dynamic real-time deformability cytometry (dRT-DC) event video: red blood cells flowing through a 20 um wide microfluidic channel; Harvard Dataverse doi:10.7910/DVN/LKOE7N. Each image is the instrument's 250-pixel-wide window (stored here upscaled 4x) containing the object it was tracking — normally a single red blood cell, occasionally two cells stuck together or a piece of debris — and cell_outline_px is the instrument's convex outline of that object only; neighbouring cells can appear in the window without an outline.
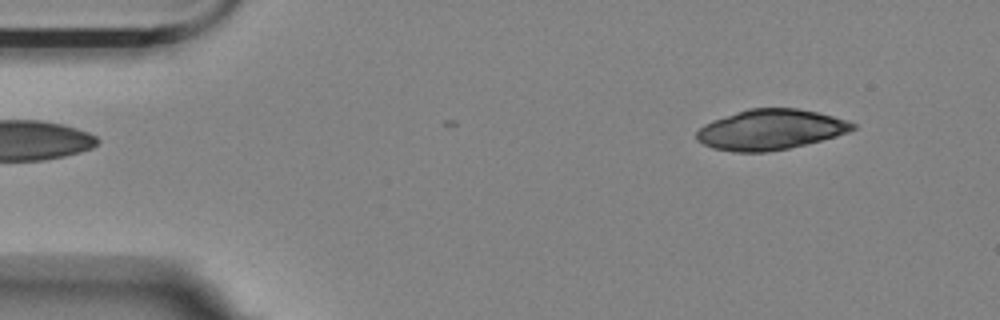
{"species": "Egyptian fruit bat (a non-hibernating species)", "species_latin": "Rousettus aegyptiacus", "temperature_condition": "room temperature", "stored_images_in_passage": 3, "camera_frame_rate_fps": 3000, "um_per_image_px": 0.085, "animal": {"sex": "female"}, "frame": {"image": 1, "passage_image": 1, "time_ms": 0.0, "image_size_px": [1000, 320], "cell_outline_px": [[856, 128], [848, 132], [836, 136], [788, 148], [768, 152], [736, 152], [712, 148], [696, 140], [696, 132], [704, 124], [712, 120], [748, 108], [796, 108], [816, 112], [848, 120], [856, 124]], "centroid_in_image_um": [65.47, 11.01], "position_along_channel_um": 19.5, "area_um2": 36.53}}